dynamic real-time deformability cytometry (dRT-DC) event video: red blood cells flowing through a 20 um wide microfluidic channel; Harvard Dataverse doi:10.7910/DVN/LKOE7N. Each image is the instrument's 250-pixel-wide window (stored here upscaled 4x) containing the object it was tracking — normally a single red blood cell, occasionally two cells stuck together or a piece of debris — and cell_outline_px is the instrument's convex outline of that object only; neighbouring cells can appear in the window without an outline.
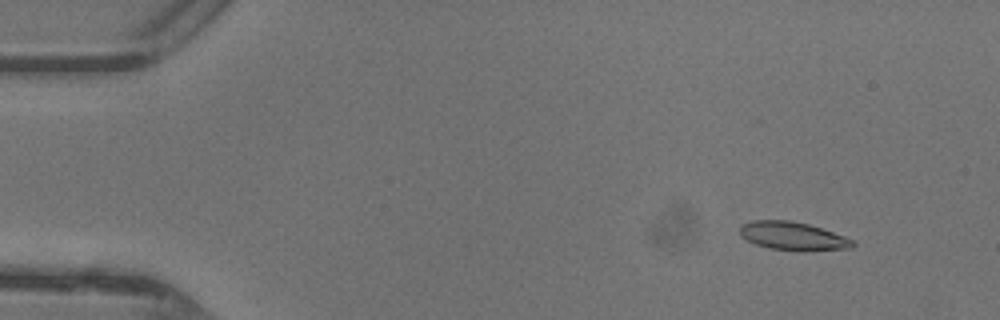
{"species": "common noctule bat (a hibernating species)", "species_latin": "Nyctalus noctula", "temperature_condition": "warm", "stored_images_in_passage": 47, "camera_frame_rate_fps": 3000, "um_per_image_px": 0.085, "animal": {"sex": "female"}, "frame": {"image": 1, "passage_image": 5, "time_ms": 1.333, "image_size_px": [1000, 320], "cell_outline_px": [[856, 244], [852, 248], [804, 252], [800, 252], [768, 248], [756, 244], [740, 236], [740, 224], [752, 220], [792, 220], [808, 224], [856, 240]], "centroid_in_image_um": [67.41, 20.08], "position_along_channel_um": 17.6, "area_um2": 19.02}}
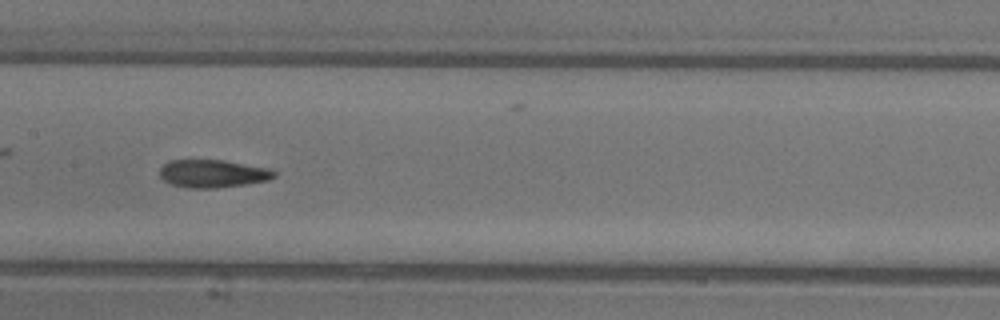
{"frame": {"image": 2, "passage_image": 24, "time_ms": 7.667, "image_size_px": [1000, 320], "cell_outline_px": [[276, 176], [268, 180], [244, 184], [216, 188], [188, 188], [172, 184], [164, 180], [160, 176], [160, 168], [168, 160], [224, 160], [272, 168], [276, 172]], "centroid_in_image_um": [18.11, 14.74], "position_along_channel_um": 189.3, "area_um2": 18.67}}
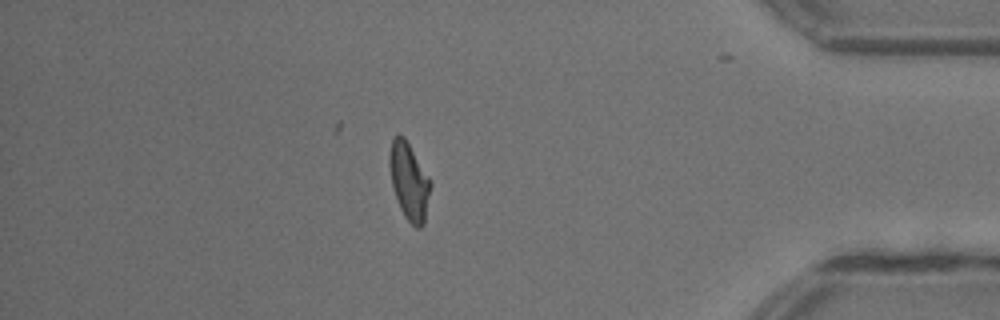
{"frame": {"image": 3, "passage_image": 41, "time_ms": 13.333, "image_size_px": [1000, 320], "cell_outline_px": [[432, 184], [424, 224], [420, 228], [416, 228], [404, 216], [400, 208], [392, 184], [388, 164], [388, 156], [392, 140], [400, 132], [404, 136], [432, 180]], "centroid_in_image_um": [34.79, 15.39], "position_along_channel_um": 400.4, "area_um2": 18.67}, "authors_computed_cell_mechanics": {"area_um2": 18.6694, "velocity_mm_per_s": 4.4118, "shape_relaxation_time_tau1_ms": 6.1022, "shape_relaxation_time_tau2_ms": 2.1564, "deformation_change_tau1": 0.1769, "deformation_change_tau2": 0.0977}}